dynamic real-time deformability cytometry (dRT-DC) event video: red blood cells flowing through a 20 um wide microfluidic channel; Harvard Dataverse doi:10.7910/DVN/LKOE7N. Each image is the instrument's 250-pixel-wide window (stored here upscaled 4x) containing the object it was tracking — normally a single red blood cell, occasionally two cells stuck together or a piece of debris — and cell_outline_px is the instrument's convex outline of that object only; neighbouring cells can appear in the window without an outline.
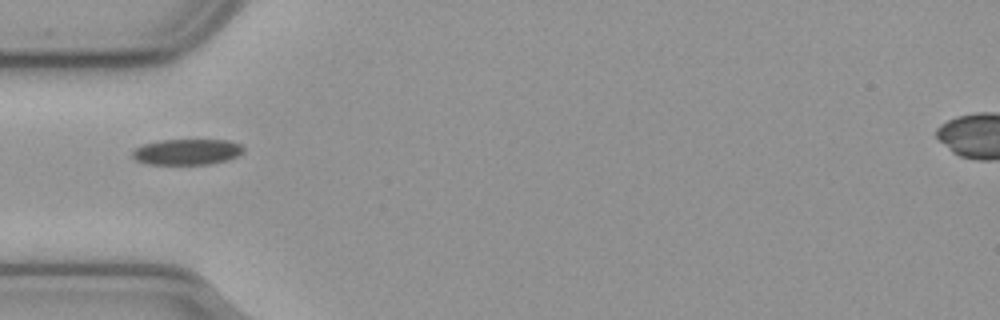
{"species": "common noctule bat (a hibernating species)", "species_latin": "Nyctalus noctula", "temperature_condition": "cold", "stored_images_in_passage": 3, "camera_frame_rate_fps": 3000, "um_per_image_px": 0.085, "animal": {"sex": "male", "body_mass_g": 23.1, "forearm_length_mm": 52.7}, "frame": {"image": 1, "passage_image": 1, "time_ms": 0.0, "image_size_px": [1000, 320], "cell_outline_px": [[244, 148], [236, 156], [228, 160], [208, 164], [148, 164], [136, 160], [132, 156], [132, 152], [136, 148], [144, 144], [160, 140], [228, 140], [240, 144]], "centroid_in_image_um": [15.88, 12.91], "position_along_channel_um": 69.1, "area_um2": 16.53}}